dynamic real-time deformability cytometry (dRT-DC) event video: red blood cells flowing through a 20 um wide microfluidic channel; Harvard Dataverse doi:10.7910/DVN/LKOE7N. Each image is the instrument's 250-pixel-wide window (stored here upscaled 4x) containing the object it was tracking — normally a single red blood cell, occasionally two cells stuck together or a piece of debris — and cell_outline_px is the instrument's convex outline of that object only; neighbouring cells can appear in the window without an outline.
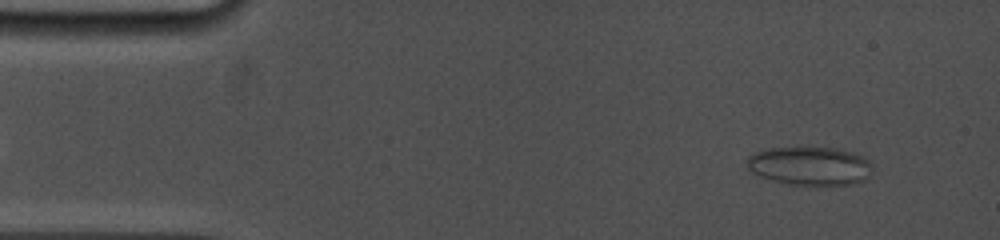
{"species": "common noctule bat (a hibernating species)", "species_latin": "Nyctalus noctula", "temperature_condition": "cold", "stored_images_in_passage": 48, "camera_frame_rate_fps": 5000, "um_per_image_px": 0.085, "animal": {"sex": "female", "body_mass_g": 19.0, "forearm_length_mm": 53.3}, "frame": {"image": 1, "passage_image": 4, "time_ms": 1.0, "image_size_px": [1000, 240], "cell_outline_px": [[872, 168], [868, 176], [864, 180], [852, 184], [788, 184], [760, 176], [752, 172], [748, 168], [748, 156], [756, 152], [768, 148], [836, 148], [852, 152], [864, 156], [872, 164]], "centroid_in_image_um": [68.86, 14.09], "position_along_channel_um": 16.1, "area_um2": 27.8}}
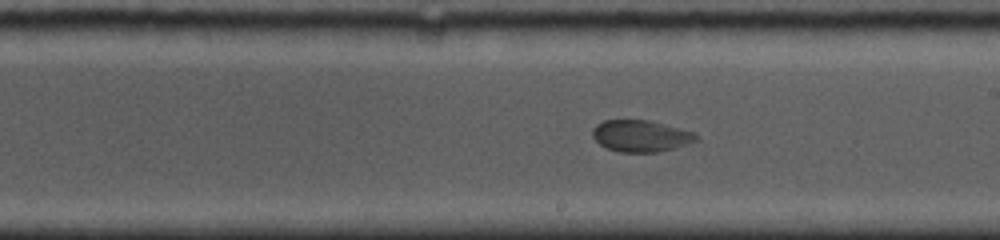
{"frame": {"image": 2, "passage_image": 29, "time_ms": 9.0, "image_size_px": [1000, 240], "cell_outline_px": [[700, 140], [688, 144], [660, 152], [620, 152], [608, 148], [600, 144], [592, 136], [592, 128], [596, 124], [604, 120], [648, 120], [696, 132], [700, 136]], "centroid_in_image_um": [54.51, 11.55], "position_along_channel_um": 234.5, "area_um2": 19.31}}
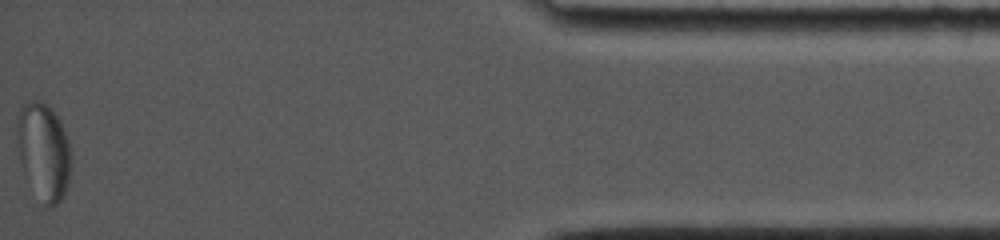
{"frame": {"image": 3, "passage_image": 48, "time_ms": 15.8, "image_size_px": [1000, 240], "cell_outline_px": [[72, 164], [68, 184], [64, 196], [52, 208], [44, 208], [24, 172], [20, 160], [20, 104], [32, 100], [40, 100], [48, 104], [60, 120], [68, 140], [72, 156]], "centroid_in_image_um": [3.79, 12.92], "position_along_channel_um": 431.4, "area_um2": 30.29}}